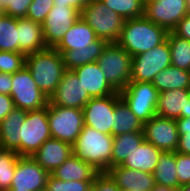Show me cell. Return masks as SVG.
Wrapping results in <instances>:
<instances>
[{
  "instance_id": "cell-44",
  "label": "cell",
  "mask_w": 190,
  "mask_h": 191,
  "mask_svg": "<svg viewBox=\"0 0 190 191\" xmlns=\"http://www.w3.org/2000/svg\"><path fill=\"white\" fill-rule=\"evenodd\" d=\"M12 74L0 72V94H11Z\"/></svg>"
},
{
  "instance_id": "cell-4",
  "label": "cell",
  "mask_w": 190,
  "mask_h": 191,
  "mask_svg": "<svg viewBox=\"0 0 190 191\" xmlns=\"http://www.w3.org/2000/svg\"><path fill=\"white\" fill-rule=\"evenodd\" d=\"M97 62L116 92L122 91L130 82L132 56L118 43H107Z\"/></svg>"
},
{
  "instance_id": "cell-36",
  "label": "cell",
  "mask_w": 190,
  "mask_h": 191,
  "mask_svg": "<svg viewBox=\"0 0 190 191\" xmlns=\"http://www.w3.org/2000/svg\"><path fill=\"white\" fill-rule=\"evenodd\" d=\"M91 183L93 181H62L50 174L45 191H86Z\"/></svg>"
},
{
  "instance_id": "cell-11",
  "label": "cell",
  "mask_w": 190,
  "mask_h": 191,
  "mask_svg": "<svg viewBox=\"0 0 190 191\" xmlns=\"http://www.w3.org/2000/svg\"><path fill=\"white\" fill-rule=\"evenodd\" d=\"M187 14L186 0H145L144 16L168 32Z\"/></svg>"
},
{
  "instance_id": "cell-42",
  "label": "cell",
  "mask_w": 190,
  "mask_h": 191,
  "mask_svg": "<svg viewBox=\"0 0 190 191\" xmlns=\"http://www.w3.org/2000/svg\"><path fill=\"white\" fill-rule=\"evenodd\" d=\"M15 108L10 95L0 94V122Z\"/></svg>"
},
{
  "instance_id": "cell-46",
  "label": "cell",
  "mask_w": 190,
  "mask_h": 191,
  "mask_svg": "<svg viewBox=\"0 0 190 191\" xmlns=\"http://www.w3.org/2000/svg\"><path fill=\"white\" fill-rule=\"evenodd\" d=\"M0 11L15 18V0H0Z\"/></svg>"
},
{
  "instance_id": "cell-39",
  "label": "cell",
  "mask_w": 190,
  "mask_h": 191,
  "mask_svg": "<svg viewBox=\"0 0 190 191\" xmlns=\"http://www.w3.org/2000/svg\"><path fill=\"white\" fill-rule=\"evenodd\" d=\"M176 173L180 185L190 183V154L176 152Z\"/></svg>"
},
{
  "instance_id": "cell-31",
  "label": "cell",
  "mask_w": 190,
  "mask_h": 191,
  "mask_svg": "<svg viewBox=\"0 0 190 191\" xmlns=\"http://www.w3.org/2000/svg\"><path fill=\"white\" fill-rule=\"evenodd\" d=\"M104 48H84L80 50L58 51L66 70H73L84 64L97 62Z\"/></svg>"
},
{
  "instance_id": "cell-32",
  "label": "cell",
  "mask_w": 190,
  "mask_h": 191,
  "mask_svg": "<svg viewBox=\"0 0 190 191\" xmlns=\"http://www.w3.org/2000/svg\"><path fill=\"white\" fill-rule=\"evenodd\" d=\"M0 51L18 52L17 18L0 16Z\"/></svg>"
},
{
  "instance_id": "cell-5",
  "label": "cell",
  "mask_w": 190,
  "mask_h": 191,
  "mask_svg": "<svg viewBox=\"0 0 190 191\" xmlns=\"http://www.w3.org/2000/svg\"><path fill=\"white\" fill-rule=\"evenodd\" d=\"M81 18L94 30L97 38L117 43L124 19L100 0H92L81 12Z\"/></svg>"
},
{
  "instance_id": "cell-8",
  "label": "cell",
  "mask_w": 190,
  "mask_h": 191,
  "mask_svg": "<svg viewBox=\"0 0 190 191\" xmlns=\"http://www.w3.org/2000/svg\"><path fill=\"white\" fill-rule=\"evenodd\" d=\"M171 65V52L166 39L151 50L132 57L130 82H152L154 77Z\"/></svg>"
},
{
  "instance_id": "cell-50",
  "label": "cell",
  "mask_w": 190,
  "mask_h": 191,
  "mask_svg": "<svg viewBox=\"0 0 190 191\" xmlns=\"http://www.w3.org/2000/svg\"><path fill=\"white\" fill-rule=\"evenodd\" d=\"M86 191H98V190H97L96 186L93 183H91L88 186V188L86 189Z\"/></svg>"
},
{
  "instance_id": "cell-22",
  "label": "cell",
  "mask_w": 190,
  "mask_h": 191,
  "mask_svg": "<svg viewBox=\"0 0 190 191\" xmlns=\"http://www.w3.org/2000/svg\"><path fill=\"white\" fill-rule=\"evenodd\" d=\"M27 110L15 107L0 122V148L15 151L20 156V127Z\"/></svg>"
},
{
  "instance_id": "cell-13",
  "label": "cell",
  "mask_w": 190,
  "mask_h": 191,
  "mask_svg": "<svg viewBox=\"0 0 190 191\" xmlns=\"http://www.w3.org/2000/svg\"><path fill=\"white\" fill-rule=\"evenodd\" d=\"M86 88L72 70H66L49 103L60 107L82 109L91 99Z\"/></svg>"
},
{
  "instance_id": "cell-2",
  "label": "cell",
  "mask_w": 190,
  "mask_h": 191,
  "mask_svg": "<svg viewBox=\"0 0 190 191\" xmlns=\"http://www.w3.org/2000/svg\"><path fill=\"white\" fill-rule=\"evenodd\" d=\"M113 141L112 135L84 125L72 145L73 155L90 164L99 173L107 172L111 168Z\"/></svg>"
},
{
  "instance_id": "cell-3",
  "label": "cell",
  "mask_w": 190,
  "mask_h": 191,
  "mask_svg": "<svg viewBox=\"0 0 190 191\" xmlns=\"http://www.w3.org/2000/svg\"><path fill=\"white\" fill-rule=\"evenodd\" d=\"M25 67L31 72L38 88L48 97L55 92L66 71L61 54L55 48L26 55Z\"/></svg>"
},
{
  "instance_id": "cell-37",
  "label": "cell",
  "mask_w": 190,
  "mask_h": 191,
  "mask_svg": "<svg viewBox=\"0 0 190 191\" xmlns=\"http://www.w3.org/2000/svg\"><path fill=\"white\" fill-rule=\"evenodd\" d=\"M53 6V0H32L26 18L42 25Z\"/></svg>"
},
{
  "instance_id": "cell-15",
  "label": "cell",
  "mask_w": 190,
  "mask_h": 191,
  "mask_svg": "<svg viewBox=\"0 0 190 191\" xmlns=\"http://www.w3.org/2000/svg\"><path fill=\"white\" fill-rule=\"evenodd\" d=\"M144 138L159 150L176 152L179 135L176 120L154 116L144 123Z\"/></svg>"
},
{
  "instance_id": "cell-20",
  "label": "cell",
  "mask_w": 190,
  "mask_h": 191,
  "mask_svg": "<svg viewBox=\"0 0 190 191\" xmlns=\"http://www.w3.org/2000/svg\"><path fill=\"white\" fill-rule=\"evenodd\" d=\"M72 71L81 80L82 85L92 98L106 97L116 93L106 81L105 74L98 62L84 64L74 68Z\"/></svg>"
},
{
  "instance_id": "cell-24",
  "label": "cell",
  "mask_w": 190,
  "mask_h": 191,
  "mask_svg": "<svg viewBox=\"0 0 190 191\" xmlns=\"http://www.w3.org/2000/svg\"><path fill=\"white\" fill-rule=\"evenodd\" d=\"M161 152L153 144L144 140L139 147L127 155V158L120 166L153 174Z\"/></svg>"
},
{
  "instance_id": "cell-43",
  "label": "cell",
  "mask_w": 190,
  "mask_h": 191,
  "mask_svg": "<svg viewBox=\"0 0 190 191\" xmlns=\"http://www.w3.org/2000/svg\"><path fill=\"white\" fill-rule=\"evenodd\" d=\"M54 6H69L77 9L80 13L92 0H53Z\"/></svg>"
},
{
  "instance_id": "cell-1",
  "label": "cell",
  "mask_w": 190,
  "mask_h": 191,
  "mask_svg": "<svg viewBox=\"0 0 190 191\" xmlns=\"http://www.w3.org/2000/svg\"><path fill=\"white\" fill-rule=\"evenodd\" d=\"M167 35L165 28L142 16L124 21L117 43L133 57L163 43Z\"/></svg>"
},
{
  "instance_id": "cell-47",
  "label": "cell",
  "mask_w": 190,
  "mask_h": 191,
  "mask_svg": "<svg viewBox=\"0 0 190 191\" xmlns=\"http://www.w3.org/2000/svg\"><path fill=\"white\" fill-rule=\"evenodd\" d=\"M181 118H190V98L185 106V112H181Z\"/></svg>"
},
{
  "instance_id": "cell-52",
  "label": "cell",
  "mask_w": 190,
  "mask_h": 191,
  "mask_svg": "<svg viewBox=\"0 0 190 191\" xmlns=\"http://www.w3.org/2000/svg\"><path fill=\"white\" fill-rule=\"evenodd\" d=\"M7 191H18L17 189H8Z\"/></svg>"
},
{
  "instance_id": "cell-51",
  "label": "cell",
  "mask_w": 190,
  "mask_h": 191,
  "mask_svg": "<svg viewBox=\"0 0 190 191\" xmlns=\"http://www.w3.org/2000/svg\"><path fill=\"white\" fill-rule=\"evenodd\" d=\"M186 1H187L188 13H190V0H186Z\"/></svg>"
},
{
  "instance_id": "cell-34",
  "label": "cell",
  "mask_w": 190,
  "mask_h": 191,
  "mask_svg": "<svg viewBox=\"0 0 190 191\" xmlns=\"http://www.w3.org/2000/svg\"><path fill=\"white\" fill-rule=\"evenodd\" d=\"M19 155L12 150L0 148V191L11 187Z\"/></svg>"
},
{
  "instance_id": "cell-25",
  "label": "cell",
  "mask_w": 190,
  "mask_h": 191,
  "mask_svg": "<svg viewBox=\"0 0 190 191\" xmlns=\"http://www.w3.org/2000/svg\"><path fill=\"white\" fill-rule=\"evenodd\" d=\"M99 172L73 154L50 174L62 181H94Z\"/></svg>"
},
{
  "instance_id": "cell-12",
  "label": "cell",
  "mask_w": 190,
  "mask_h": 191,
  "mask_svg": "<svg viewBox=\"0 0 190 191\" xmlns=\"http://www.w3.org/2000/svg\"><path fill=\"white\" fill-rule=\"evenodd\" d=\"M80 17L81 13L73 7L53 6L42 24L47 48H55Z\"/></svg>"
},
{
  "instance_id": "cell-14",
  "label": "cell",
  "mask_w": 190,
  "mask_h": 191,
  "mask_svg": "<svg viewBox=\"0 0 190 191\" xmlns=\"http://www.w3.org/2000/svg\"><path fill=\"white\" fill-rule=\"evenodd\" d=\"M49 175L31 156H20L9 189L45 191Z\"/></svg>"
},
{
  "instance_id": "cell-33",
  "label": "cell",
  "mask_w": 190,
  "mask_h": 191,
  "mask_svg": "<svg viewBox=\"0 0 190 191\" xmlns=\"http://www.w3.org/2000/svg\"><path fill=\"white\" fill-rule=\"evenodd\" d=\"M124 20L144 16L145 0H100Z\"/></svg>"
},
{
  "instance_id": "cell-48",
  "label": "cell",
  "mask_w": 190,
  "mask_h": 191,
  "mask_svg": "<svg viewBox=\"0 0 190 191\" xmlns=\"http://www.w3.org/2000/svg\"><path fill=\"white\" fill-rule=\"evenodd\" d=\"M152 191H178L170 187H164V186H159L156 185L155 188Z\"/></svg>"
},
{
  "instance_id": "cell-16",
  "label": "cell",
  "mask_w": 190,
  "mask_h": 191,
  "mask_svg": "<svg viewBox=\"0 0 190 191\" xmlns=\"http://www.w3.org/2000/svg\"><path fill=\"white\" fill-rule=\"evenodd\" d=\"M116 93L106 97L91 98L82 108L84 125L111 135Z\"/></svg>"
},
{
  "instance_id": "cell-26",
  "label": "cell",
  "mask_w": 190,
  "mask_h": 191,
  "mask_svg": "<svg viewBox=\"0 0 190 191\" xmlns=\"http://www.w3.org/2000/svg\"><path fill=\"white\" fill-rule=\"evenodd\" d=\"M143 126L144 123L130 110L126 102L120 97L119 92H116L111 135L117 136L128 132L143 131Z\"/></svg>"
},
{
  "instance_id": "cell-49",
  "label": "cell",
  "mask_w": 190,
  "mask_h": 191,
  "mask_svg": "<svg viewBox=\"0 0 190 191\" xmlns=\"http://www.w3.org/2000/svg\"><path fill=\"white\" fill-rule=\"evenodd\" d=\"M178 191H190V183L189 184L180 185Z\"/></svg>"
},
{
  "instance_id": "cell-18",
  "label": "cell",
  "mask_w": 190,
  "mask_h": 191,
  "mask_svg": "<svg viewBox=\"0 0 190 191\" xmlns=\"http://www.w3.org/2000/svg\"><path fill=\"white\" fill-rule=\"evenodd\" d=\"M73 154L72 145L58 139L46 140L31 157L46 171L51 173Z\"/></svg>"
},
{
  "instance_id": "cell-35",
  "label": "cell",
  "mask_w": 190,
  "mask_h": 191,
  "mask_svg": "<svg viewBox=\"0 0 190 191\" xmlns=\"http://www.w3.org/2000/svg\"><path fill=\"white\" fill-rule=\"evenodd\" d=\"M26 65V55L21 52L0 51V72L14 74Z\"/></svg>"
},
{
  "instance_id": "cell-7",
  "label": "cell",
  "mask_w": 190,
  "mask_h": 191,
  "mask_svg": "<svg viewBox=\"0 0 190 191\" xmlns=\"http://www.w3.org/2000/svg\"><path fill=\"white\" fill-rule=\"evenodd\" d=\"M48 121L52 138L73 145L84 126L83 110L48 102Z\"/></svg>"
},
{
  "instance_id": "cell-23",
  "label": "cell",
  "mask_w": 190,
  "mask_h": 191,
  "mask_svg": "<svg viewBox=\"0 0 190 191\" xmlns=\"http://www.w3.org/2000/svg\"><path fill=\"white\" fill-rule=\"evenodd\" d=\"M189 98L190 89L166 90L159 93L157 116L174 120L181 118V112H185Z\"/></svg>"
},
{
  "instance_id": "cell-28",
  "label": "cell",
  "mask_w": 190,
  "mask_h": 191,
  "mask_svg": "<svg viewBox=\"0 0 190 191\" xmlns=\"http://www.w3.org/2000/svg\"><path fill=\"white\" fill-rule=\"evenodd\" d=\"M155 184L178 190L180 187L176 173V152L162 151L153 172Z\"/></svg>"
},
{
  "instance_id": "cell-21",
  "label": "cell",
  "mask_w": 190,
  "mask_h": 191,
  "mask_svg": "<svg viewBox=\"0 0 190 191\" xmlns=\"http://www.w3.org/2000/svg\"><path fill=\"white\" fill-rule=\"evenodd\" d=\"M18 52L25 55L47 48L43 37L42 25L28 18L17 19Z\"/></svg>"
},
{
  "instance_id": "cell-40",
  "label": "cell",
  "mask_w": 190,
  "mask_h": 191,
  "mask_svg": "<svg viewBox=\"0 0 190 191\" xmlns=\"http://www.w3.org/2000/svg\"><path fill=\"white\" fill-rule=\"evenodd\" d=\"M93 184L98 191H122L107 172L98 173Z\"/></svg>"
},
{
  "instance_id": "cell-10",
  "label": "cell",
  "mask_w": 190,
  "mask_h": 191,
  "mask_svg": "<svg viewBox=\"0 0 190 191\" xmlns=\"http://www.w3.org/2000/svg\"><path fill=\"white\" fill-rule=\"evenodd\" d=\"M10 96L15 107L27 111L46 107L49 102V98L38 88L31 72L26 67L12 74Z\"/></svg>"
},
{
  "instance_id": "cell-38",
  "label": "cell",
  "mask_w": 190,
  "mask_h": 191,
  "mask_svg": "<svg viewBox=\"0 0 190 191\" xmlns=\"http://www.w3.org/2000/svg\"><path fill=\"white\" fill-rule=\"evenodd\" d=\"M176 126L179 135L176 152L190 154V118L176 119Z\"/></svg>"
},
{
  "instance_id": "cell-45",
  "label": "cell",
  "mask_w": 190,
  "mask_h": 191,
  "mask_svg": "<svg viewBox=\"0 0 190 191\" xmlns=\"http://www.w3.org/2000/svg\"><path fill=\"white\" fill-rule=\"evenodd\" d=\"M32 0H15V18H26Z\"/></svg>"
},
{
  "instance_id": "cell-6",
  "label": "cell",
  "mask_w": 190,
  "mask_h": 191,
  "mask_svg": "<svg viewBox=\"0 0 190 191\" xmlns=\"http://www.w3.org/2000/svg\"><path fill=\"white\" fill-rule=\"evenodd\" d=\"M20 156H31L48 139L52 138L48 121V104L37 110L27 111L20 127Z\"/></svg>"
},
{
  "instance_id": "cell-27",
  "label": "cell",
  "mask_w": 190,
  "mask_h": 191,
  "mask_svg": "<svg viewBox=\"0 0 190 191\" xmlns=\"http://www.w3.org/2000/svg\"><path fill=\"white\" fill-rule=\"evenodd\" d=\"M152 84L159 93L166 90L190 89V71L170 65L154 77Z\"/></svg>"
},
{
  "instance_id": "cell-30",
  "label": "cell",
  "mask_w": 190,
  "mask_h": 191,
  "mask_svg": "<svg viewBox=\"0 0 190 191\" xmlns=\"http://www.w3.org/2000/svg\"><path fill=\"white\" fill-rule=\"evenodd\" d=\"M167 40L171 52V65L190 71V41L177 36L172 31L168 32Z\"/></svg>"
},
{
  "instance_id": "cell-19",
  "label": "cell",
  "mask_w": 190,
  "mask_h": 191,
  "mask_svg": "<svg viewBox=\"0 0 190 191\" xmlns=\"http://www.w3.org/2000/svg\"><path fill=\"white\" fill-rule=\"evenodd\" d=\"M107 173L122 191H152L156 186L153 174L140 170L118 165L111 167Z\"/></svg>"
},
{
  "instance_id": "cell-29",
  "label": "cell",
  "mask_w": 190,
  "mask_h": 191,
  "mask_svg": "<svg viewBox=\"0 0 190 191\" xmlns=\"http://www.w3.org/2000/svg\"><path fill=\"white\" fill-rule=\"evenodd\" d=\"M113 138L111 167L121 165L127 155L145 140L143 131L128 132L113 136Z\"/></svg>"
},
{
  "instance_id": "cell-9",
  "label": "cell",
  "mask_w": 190,
  "mask_h": 191,
  "mask_svg": "<svg viewBox=\"0 0 190 191\" xmlns=\"http://www.w3.org/2000/svg\"><path fill=\"white\" fill-rule=\"evenodd\" d=\"M119 94L143 123L157 115L159 92L152 82H129Z\"/></svg>"
},
{
  "instance_id": "cell-41",
  "label": "cell",
  "mask_w": 190,
  "mask_h": 191,
  "mask_svg": "<svg viewBox=\"0 0 190 191\" xmlns=\"http://www.w3.org/2000/svg\"><path fill=\"white\" fill-rule=\"evenodd\" d=\"M177 36L190 41V13H188L172 30Z\"/></svg>"
},
{
  "instance_id": "cell-17",
  "label": "cell",
  "mask_w": 190,
  "mask_h": 191,
  "mask_svg": "<svg viewBox=\"0 0 190 191\" xmlns=\"http://www.w3.org/2000/svg\"><path fill=\"white\" fill-rule=\"evenodd\" d=\"M107 42L97 38L94 30L80 17L64 34L57 51L80 50L84 48H104Z\"/></svg>"
}]
</instances>
